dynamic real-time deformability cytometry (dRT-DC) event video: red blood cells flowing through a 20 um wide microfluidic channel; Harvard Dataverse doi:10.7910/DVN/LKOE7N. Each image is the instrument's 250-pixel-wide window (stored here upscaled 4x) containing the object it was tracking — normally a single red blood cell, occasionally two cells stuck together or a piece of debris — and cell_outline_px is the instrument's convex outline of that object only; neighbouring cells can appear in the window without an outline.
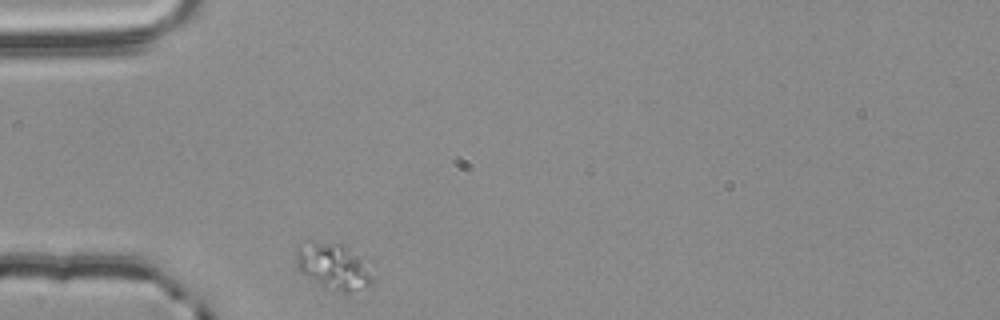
{"species": "common noctule bat (a hibernating species)", "species_latin": "Nyctalus noctula", "temperature_condition": "room temperature", "stored_images_in_passage": 32, "camera_frame_rate_fps": 3000, "um_per_image_px": 0.085, "animal": {"sex": "male", "body_mass_g": 20.4}, "frame": {"image": 1, "passage_image": 1, "time_ms": 0.0, "image_size_px": [1000, 320], "cell_outline_px": [[372, 284], [348, 292], [344, 292], [324, 288], [300, 272], [296, 264], [296, 244], [304, 240], [308, 240], [344, 244], [360, 256], [372, 276]], "centroid_in_image_um": [28.25, 22.59], "position_along_channel_um": 56.8, "area_um2": 20.75}}
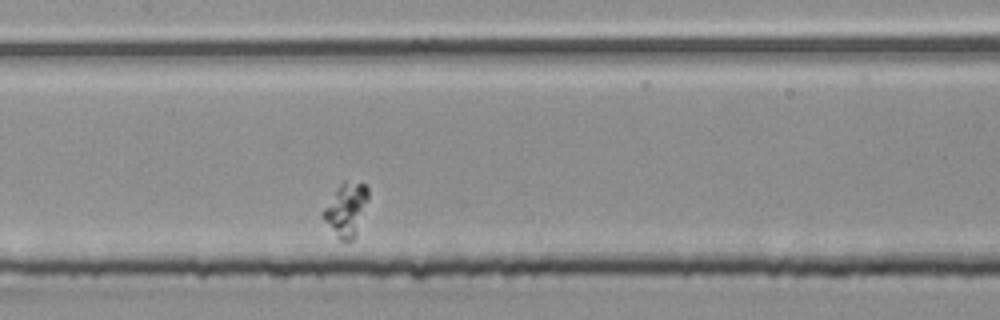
{"frame": {"image": 2, "passage_image": 13, "time_ms": 4.0, "image_size_px": [1000, 320], "cell_outline_px": [[368, 196], [356, 236], [352, 240], [340, 240], [336, 236], [320, 216], [320, 212], [336, 188], [344, 180], [364, 184], [368, 188]], "centroid_in_image_um": [29.37, 17.8], "position_along_channel_um": 178.0, "area_um2": 13.99}}
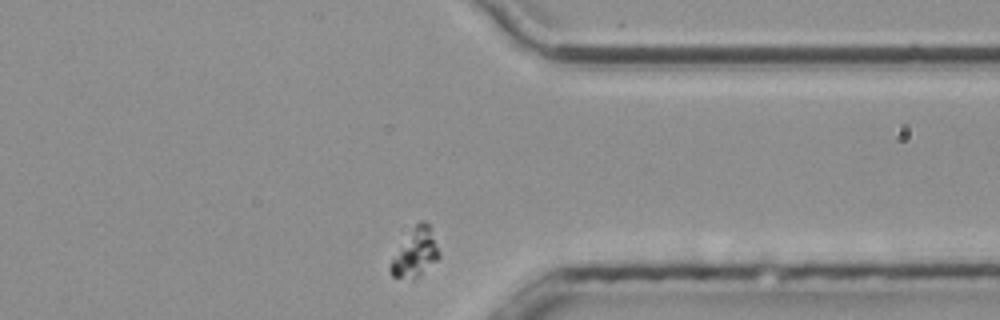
{"frame": {"image": 3, "passage_image": 31, "time_ms": 10.0, "image_size_px": [1000, 320], "cell_outline_px": [[440, 256], [436, 260], [412, 280], [392, 276], [388, 268], [392, 260], [412, 228], [420, 220], [424, 220], [428, 224], [440, 252]], "centroid_in_image_um": [35.29, 21.49], "position_along_channel_um": 376.1, "area_um2": 13.06}}